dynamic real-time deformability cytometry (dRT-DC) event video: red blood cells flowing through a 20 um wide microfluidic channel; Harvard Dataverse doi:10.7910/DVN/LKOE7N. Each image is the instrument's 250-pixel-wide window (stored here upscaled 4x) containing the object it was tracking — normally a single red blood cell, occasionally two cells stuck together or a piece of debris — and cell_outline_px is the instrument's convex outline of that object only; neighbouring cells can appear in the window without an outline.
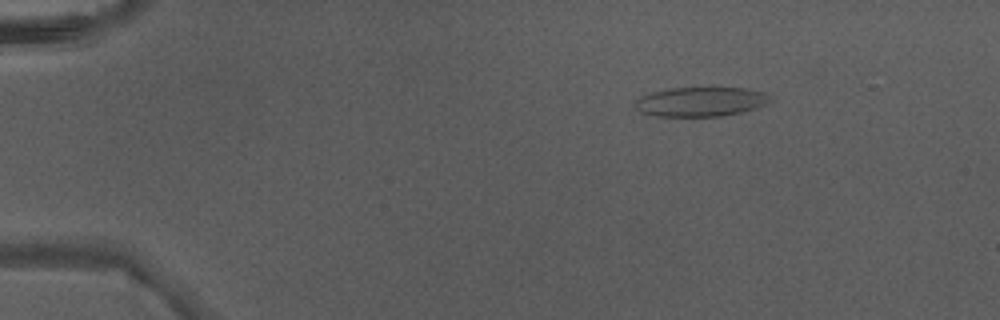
{"species": "Egyptian fruit bat (a non-hibernating species)", "species_latin": "Rousettus aegyptiacus", "temperature_condition": "warm", "stored_images_in_passage": 3, "camera_frame_rate_fps": 3000, "um_per_image_px": 0.085, "animal": {"sex": "male"}, "frame": {"image": 1, "passage_image": 1, "time_ms": 0.0, "image_size_px": [1000, 320], "cell_outline_px": [[772, 100], [756, 108], [740, 112], [720, 116], [656, 116], [640, 112], [632, 108], [632, 104], [640, 96], [652, 92], [668, 88], [744, 88], [764, 92]], "centroid_in_image_um": [59.47, 8.65], "position_along_channel_um": 25.5, "area_um2": 23.18}}